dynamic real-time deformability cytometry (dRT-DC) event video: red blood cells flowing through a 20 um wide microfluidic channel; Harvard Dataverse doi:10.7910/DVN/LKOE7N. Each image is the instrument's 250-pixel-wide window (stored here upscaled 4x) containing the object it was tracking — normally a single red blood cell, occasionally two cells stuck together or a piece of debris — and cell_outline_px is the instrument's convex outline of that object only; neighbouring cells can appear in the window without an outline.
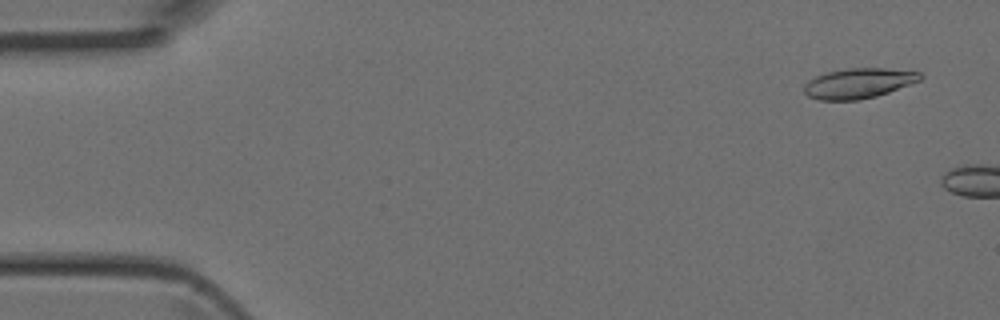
{"species": "Egyptian fruit bat (a non-hibernating species)", "species_latin": "Rousettus aegyptiacus", "temperature_condition": "room temperature", "stored_images_in_passage": 2, "camera_frame_rate_fps": 3000, "um_per_image_px": 0.085, "animal": {"sex": "female"}, "frame": {"image": 1, "passage_image": 1, "time_ms": 0.0, "image_size_px": [1000, 320], "cell_outline_px": [[924, 76], [920, 80], [888, 92], [876, 96], [860, 100], [820, 100], [808, 96], [804, 92], [804, 84], [808, 80], [816, 76], [828, 72], [848, 68], [884, 68], [920, 72]], "centroid_in_image_um": [72.96, 7.08], "position_along_channel_um": 12.0, "area_um2": 20.29}}